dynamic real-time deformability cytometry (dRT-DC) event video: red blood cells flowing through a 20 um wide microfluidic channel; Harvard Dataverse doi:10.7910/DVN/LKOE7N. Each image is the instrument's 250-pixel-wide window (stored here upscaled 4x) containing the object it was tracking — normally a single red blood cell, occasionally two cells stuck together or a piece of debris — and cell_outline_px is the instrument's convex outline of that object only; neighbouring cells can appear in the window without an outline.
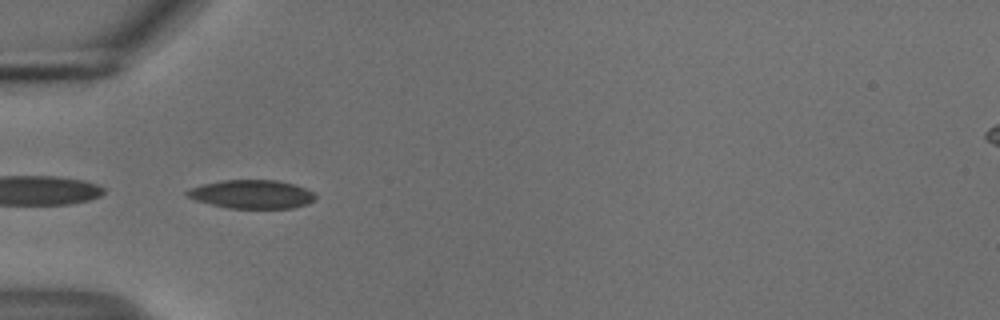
{"species": "common noctule bat (a hibernating species)", "species_latin": "Nyctalus noctula", "temperature_condition": "cold", "stored_images_in_passage": 55, "camera_frame_rate_fps": 3000, "um_per_image_px": 0.085, "animal": {"sex": "male", "body_mass_g": 18.8}, "frame": {"image": 1, "passage_image": 18, "time_ms": 5.667, "image_size_px": [1000, 320], "cell_outline_px": [[316, 200], [308, 204], [292, 208], [228, 208], [196, 200], [188, 196], [184, 192], [192, 188], [204, 184], [224, 180], [276, 180], [296, 184], [312, 192], [316, 196]], "centroid_in_image_um": [21.46, 16.51], "position_along_channel_um": 63.5, "area_um2": 21.21}}
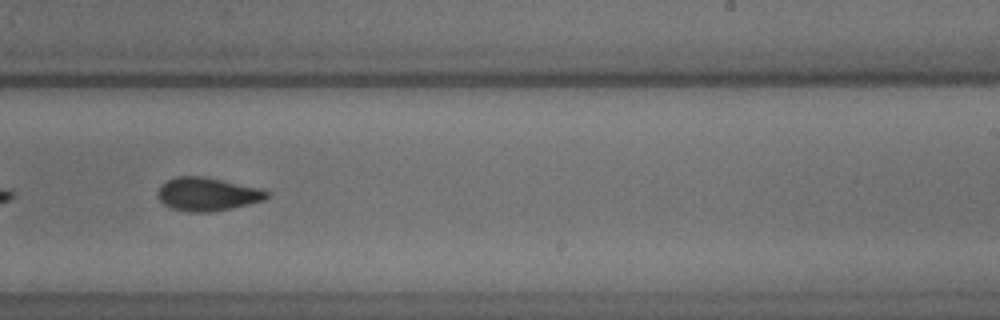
{"frame": {"image": 2, "passage_image": 35, "time_ms": 11.333, "image_size_px": [1000, 320], "cell_outline_px": [[268, 196], [264, 200], [248, 204], [208, 212], [188, 212], [172, 208], [164, 204], [156, 196], [156, 192], [160, 184], [176, 176], [200, 176], [260, 188], [268, 192]], "centroid_in_image_um": [17.56, 16.5], "position_along_channel_um": 271.4, "area_um2": 20.92}, "authors_computed_cell_mechanics": {"area_um2": 21.6172, "velocity_mm_per_s": 3.7108, "shape_relaxation_time_tau1_ms": 4.111, "shape_relaxation_time_tau2_ms": 1.8743, "deformation_change_tau1": 0.1088, "deformation_change_tau2": 0.0646}}